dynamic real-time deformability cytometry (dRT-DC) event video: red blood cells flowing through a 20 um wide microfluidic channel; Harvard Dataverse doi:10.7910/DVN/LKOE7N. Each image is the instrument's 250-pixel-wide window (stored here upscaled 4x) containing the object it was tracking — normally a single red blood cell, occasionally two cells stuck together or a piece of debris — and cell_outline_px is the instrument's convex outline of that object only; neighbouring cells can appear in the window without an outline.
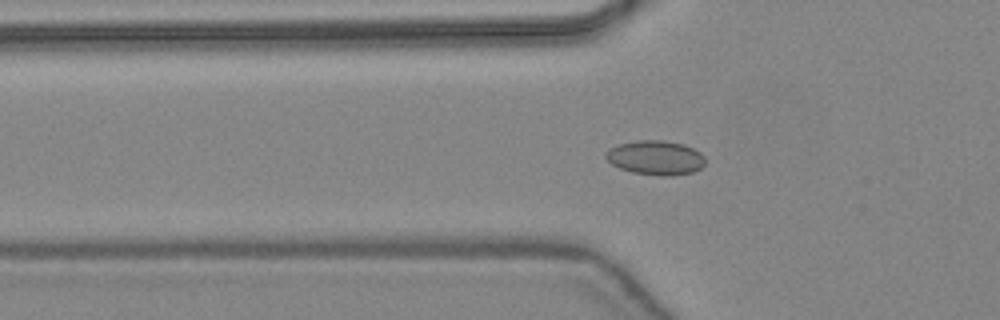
{"species": "common noctule bat (a hibernating species)", "species_latin": "Nyctalus noctula", "temperature_condition": "warm", "stored_images_in_passage": 46, "camera_frame_rate_fps": 3000, "um_per_image_px": 0.085, "animal": {"sex": "female", "body_mass_g": 24.6, "forearm_length_mm": 56.2}, "frame": {"image": 1, "passage_image": 16, "time_ms": 5.0, "image_size_px": [1000, 320], "cell_outline_px": [[704, 164], [700, 168], [692, 172], [672, 176], [660, 176], [632, 172], [620, 168], [612, 164], [604, 156], [608, 148], [620, 144], [636, 140], [664, 140], [684, 144], [700, 152], [704, 156]], "centroid_in_image_um": [55.71, 13.4], "position_along_channel_um": 70.1, "area_um2": 19.94}}
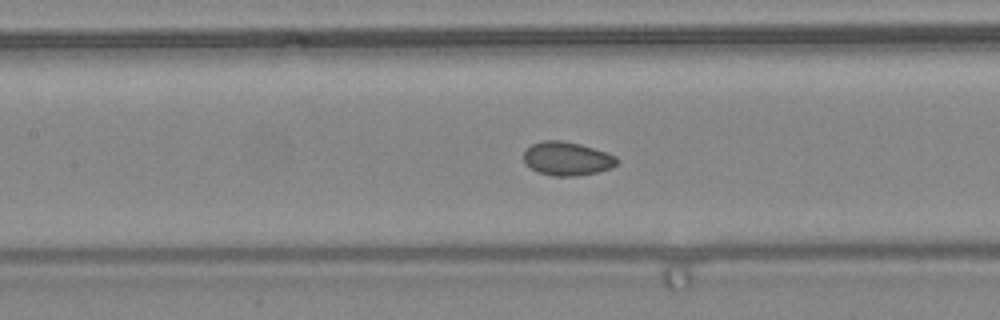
{"frame": {"image": 2, "passage_image": 22, "time_ms": 7.0, "image_size_px": [1000, 320], "cell_outline_px": [[620, 160], [612, 168], [596, 172], [576, 176], [552, 176], [536, 172], [524, 164], [524, 152], [532, 144], [544, 140], [560, 140], [580, 144], [616, 156]], "centroid_in_image_um": [48.17, 13.5], "position_along_channel_um": 159.2, "area_um2": 18.32}}
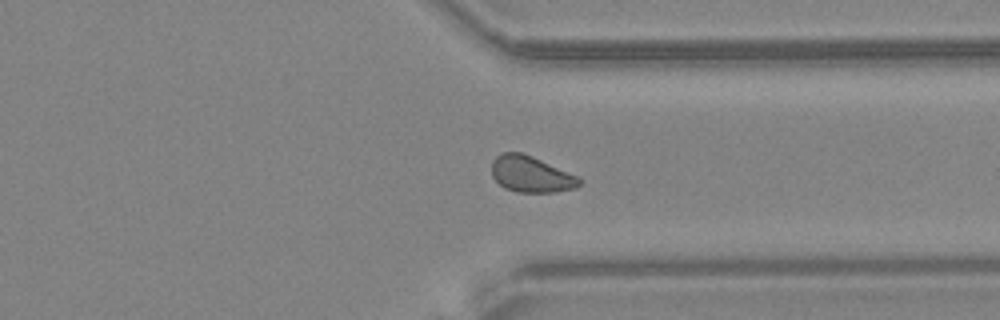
{"frame": {"image": 3, "passage_image": 36, "time_ms": 11.667, "image_size_px": [1000, 320], "cell_outline_px": [[584, 184], [576, 188], [552, 192], [516, 192], [504, 188], [492, 176], [492, 160], [496, 156], [504, 152], [520, 152], [532, 156], [576, 176]], "centroid_in_image_um": [45.11, 14.82], "position_along_channel_um": 366.3, "area_um2": 18.32}, "authors_computed_cell_mechanics": {"area_um2": 18.6405, "velocity_mm_per_s": 4.4551, "shape_relaxation_time_tau1_ms": 5.2314, "shape_relaxation_time_tau2_ms": 2.9565, "deformation_change_tau1": 0.05, "deformation_change_tau2": 0.0584}}